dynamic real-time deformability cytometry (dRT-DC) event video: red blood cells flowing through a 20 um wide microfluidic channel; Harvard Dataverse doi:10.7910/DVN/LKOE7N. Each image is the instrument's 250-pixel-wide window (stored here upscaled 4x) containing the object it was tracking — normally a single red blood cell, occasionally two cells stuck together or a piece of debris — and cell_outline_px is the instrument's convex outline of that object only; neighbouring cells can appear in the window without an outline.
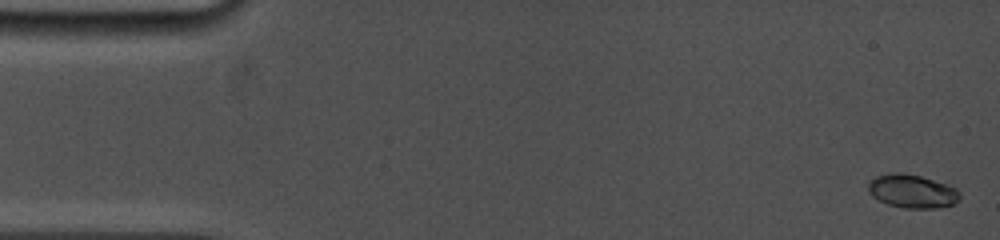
{"species": "common noctule bat (a hibernating species)", "species_latin": "Nyctalus noctula", "temperature_condition": "cold", "stored_images_in_passage": 21, "camera_frame_rate_fps": 5000, "um_per_image_px": 0.085, "animal": {"sex": "female", "body_mass_g": 19.0, "forearm_length_mm": 53.3}, "frame": {"image": 1, "passage_image": 1, "time_ms": 0.0, "image_size_px": [1000, 240], "cell_outline_px": [[960, 200], [956, 204], [936, 208], [904, 208], [888, 204], [872, 196], [868, 192], [868, 180], [876, 176], [892, 172], [900, 172], [920, 176], [948, 184], [956, 188], [960, 192]], "centroid_in_image_um": [77.55, 16.25], "position_along_channel_um": 7.5, "area_um2": 18.09}}
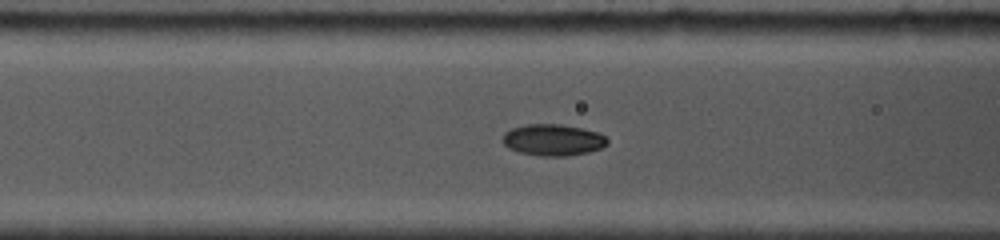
{"frame": {"image": 2, "passage_image": 16, "time_ms": 6.2, "image_size_px": [1000, 240], "cell_outline_px": [[608, 144], [600, 148], [588, 152], [568, 156], [540, 156], [520, 152], [508, 148], [500, 140], [504, 132], [512, 128], [524, 124], [560, 124], [580, 128], [596, 132], [604, 136], [608, 140]], "centroid_in_image_um": [46.95, 11.89], "position_along_channel_um": 119.6, "area_um2": 19.25}}
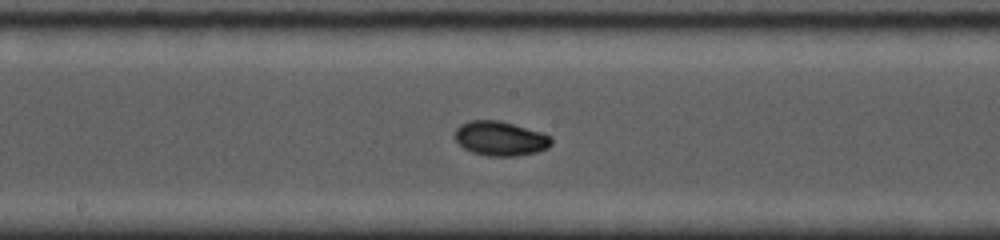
{"frame": {"image": 3, "passage_image": 21, "time_ms": 8.4, "image_size_px": [1000, 240], "cell_outline_px": [[552, 144], [548, 148], [536, 152], [516, 156], [488, 156], [472, 152], [464, 148], [456, 140], [456, 128], [460, 124], [468, 120], [500, 120], [544, 132], [552, 136]], "centroid_in_image_um": [42.57, 11.76], "position_along_channel_um": 205.6, "area_um2": 19.59}}